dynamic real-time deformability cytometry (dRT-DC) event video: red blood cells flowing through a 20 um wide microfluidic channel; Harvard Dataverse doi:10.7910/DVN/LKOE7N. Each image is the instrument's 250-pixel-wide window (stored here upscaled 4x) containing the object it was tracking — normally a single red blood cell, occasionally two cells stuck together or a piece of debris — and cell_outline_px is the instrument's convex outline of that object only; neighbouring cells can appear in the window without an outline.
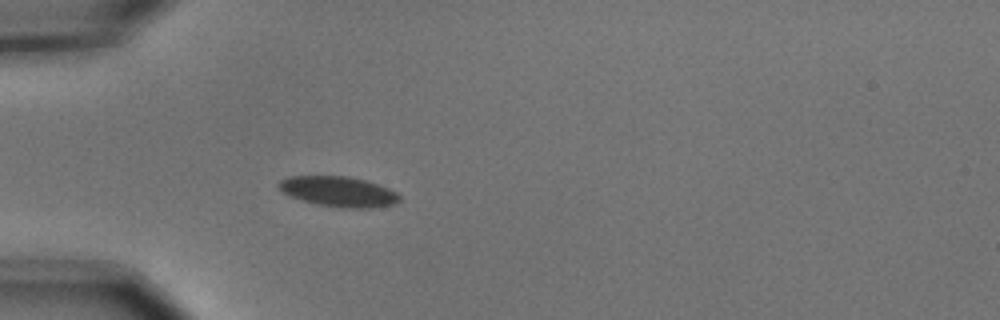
{"species": "common noctule bat (a hibernating species)", "species_latin": "Nyctalus noctula", "temperature_condition": "cold", "stored_images_in_passage": 4, "camera_frame_rate_fps": 3000, "um_per_image_px": 0.085, "animal": {"sex": "male", "body_mass_g": 15.6}, "frame": {"image": 1, "passage_image": 4, "time_ms": 1.0, "image_size_px": [1000, 320], "cell_outline_px": [[400, 200], [396, 204], [368, 208], [348, 208], [320, 204], [304, 200], [292, 196], [284, 192], [276, 184], [280, 180], [288, 176], [348, 176], [368, 180], [388, 188], [396, 192], [400, 196]], "centroid_in_image_um": [28.82, 16.26], "position_along_channel_um": 56.2, "area_um2": 21.1}}